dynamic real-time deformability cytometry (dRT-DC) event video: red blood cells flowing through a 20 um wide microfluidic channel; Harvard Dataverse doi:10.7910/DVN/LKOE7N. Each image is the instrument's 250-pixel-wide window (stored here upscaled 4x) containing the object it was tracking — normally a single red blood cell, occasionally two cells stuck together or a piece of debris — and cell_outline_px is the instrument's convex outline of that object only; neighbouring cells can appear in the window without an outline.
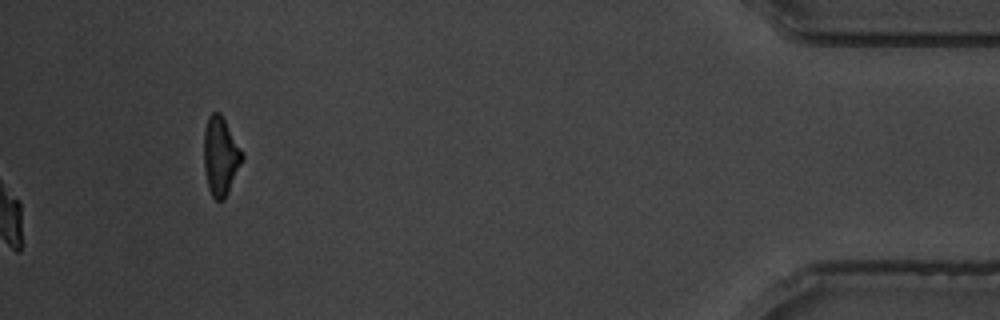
{"species": "common noctule bat (a hibernating species)", "species_latin": "Nyctalus noctula", "temperature_condition": "warm", "stored_images_in_passage": 44, "camera_frame_rate_fps": 3000, "um_per_image_px": 0.085, "animal": {"sex": "male", "body_mass_g": 19.5, "forearm_length_mm": 54.6}, "frame": {"image": 1, "passage_image": 44, "time_ms": 14.333, "image_size_px": [1000, 320], "cell_outline_px": [[244, 156], [228, 192], [224, 200], [216, 200], [212, 196], [208, 188], [204, 168], [204, 128], [208, 116], [212, 112], [220, 112], [244, 152]], "centroid_in_image_um": [18.74, 13.24], "position_along_channel_um": 416.5, "area_um2": 17.57}, "authors_computed_cell_mechanics": {"area_um2": 20.6924, "velocity_mm_per_s": 3.4322, "shape_relaxation_time_tau1_ms": 3.1518, "shape_relaxation_time_tau2_ms": 2.4234, "deformation_change_tau1": 0.1763, "deformation_change_tau2": 0.0298}}